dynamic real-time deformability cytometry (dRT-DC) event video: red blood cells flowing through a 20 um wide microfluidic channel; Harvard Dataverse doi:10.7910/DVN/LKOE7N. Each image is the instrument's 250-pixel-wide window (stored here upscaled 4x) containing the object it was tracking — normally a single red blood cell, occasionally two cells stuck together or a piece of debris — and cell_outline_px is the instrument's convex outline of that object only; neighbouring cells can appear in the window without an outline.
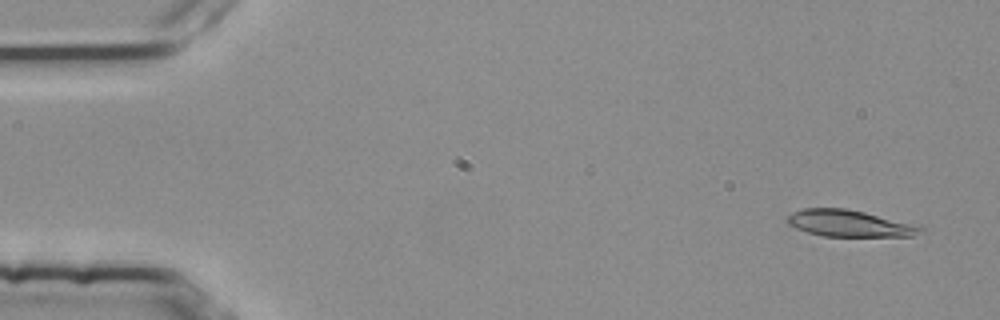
{"species": "common noctule bat (a hibernating species)", "species_latin": "Nyctalus noctula", "temperature_condition": "room temperature", "stored_images_in_passage": 4, "camera_frame_rate_fps": 3000, "um_per_image_px": 0.085, "animal": {"sex": "female", "body_mass_g": 25.1}, "frame": {"image": 1, "passage_image": 1, "time_ms": 0.0, "image_size_px": [1000, 320], "cell_outline_px": [[924, 232], [912, 236], [824, 236], [808, 232], [784, 224], [784, 220], [792, 212], [804, 208], [848, 208], [920, 224], [924, 228]], "centroid_in_image_um": [72.24, 18.98], "position_along_channel_um": 12.8, "area_um2": 21.21}}
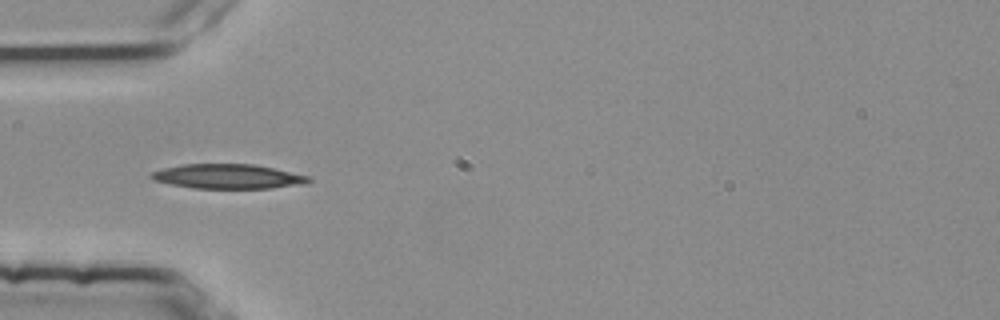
{"frame": {"image": 2, "passage_image": 4, "time_ms": 1.0, "image_size_px": [1000, 320], "cell_outline_px": [[312, 180], [300, 184], [268, 188], [192, 188], [152, 180], [148, 176], [148, 172], [180, 164], [252, 164], [312, 176]], "centroid_in_image_um": [19.31, 14.99], "position_along_channel_um": 65.7, "area_um2": 22.48}}